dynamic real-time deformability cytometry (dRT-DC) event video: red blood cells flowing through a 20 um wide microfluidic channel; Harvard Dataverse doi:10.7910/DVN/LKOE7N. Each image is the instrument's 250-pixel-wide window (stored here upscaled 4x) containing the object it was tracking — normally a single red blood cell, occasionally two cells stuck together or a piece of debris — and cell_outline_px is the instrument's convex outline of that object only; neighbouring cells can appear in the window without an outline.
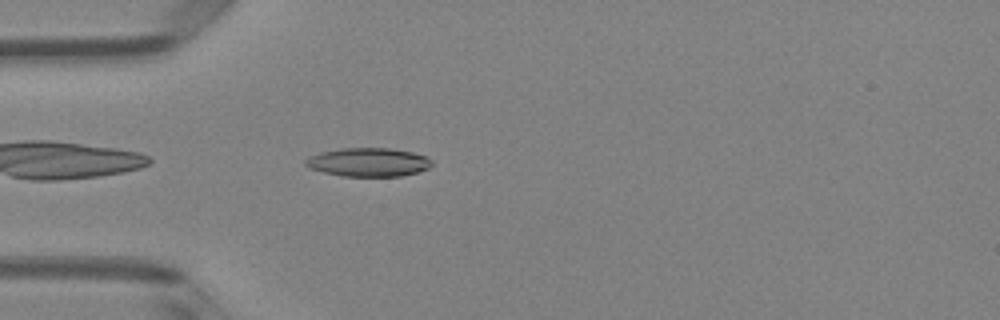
{"species": "Egyptian fruit bat (a non-hibernating species)", "species_latin": "Rousettus aegyptiacus", "temperature_condition": "room temperature", "stored_images_in_passage": 38, "camera_frame_rate_fps": 3000, "um_per_image_px": 0.085, "animal": {"sex": "female"}, "frame": {"image": 1, "passage_image": 2, "time_ms": 0.333, "image_size_px": [1000, 320], "cell_outline_px": [[432, 164], [428, 168], [416, 172], [400, 176], [344, 176], [324, 172], [308, 168], [304, 164], [304, 160], [308, 156], [320, 152], [340, 148], [388, 148], [412, 152], [428, 156], [432, 160]], "centroid_in_image_um": [31.28, 13.78], "position_along_channel_um": 53.7, "area_um2": 21.15}}
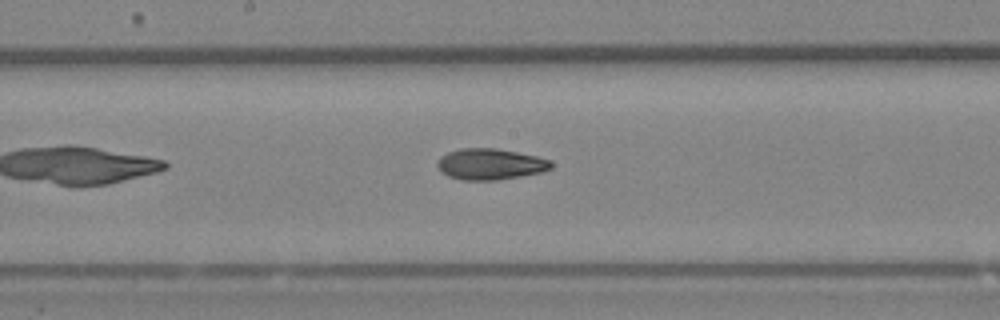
{"frame": {"image": 2, "passage_image": 14, "time_ms": 4.333, "image_size_px": [1000, 320], "cell_outline_px": [[552, 168], [544, 172], [496, 180], [460, 180], [448, 176], [440, 172], [436, 164], [440, 156], [448, 152], [460, 148], [496, 148], [536, 156], [552, 160]], "centroid_in_image_um": [41.66, 13.95], "position_along_channel_um": 206.5, "area_um2": 20.81}}
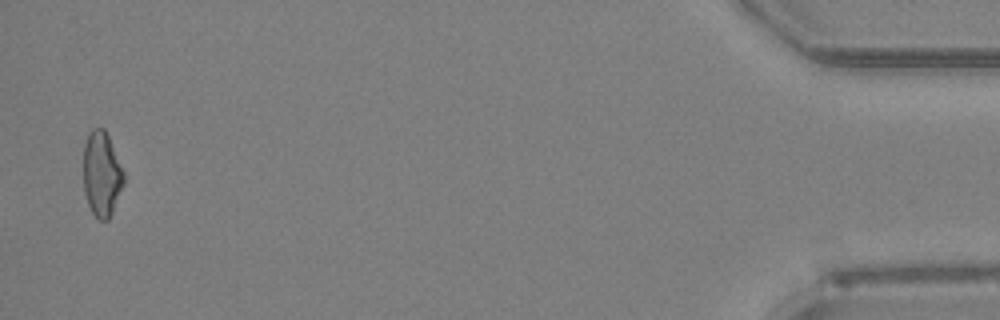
{"frame": {"image": 3, "passage_image": 37, "time_ms": 12.0, "image_size_px": [1000, 320], "cell_outline_px": [[124, 184], [112, 212], [108, 220], [100, 220], [92, 212], [88, 204], [84, 192], [84, 144], [88, 132], [92, 128], [104, 128], [108, 136], [124, 172]], "centroid_in_image_um": [8.64, 14.78], "position_along_channel_um": 426.6, "area_um2": 19.88}, "authors_computed_cell_mechanics": {"area_um2": 20.1144, "velocity_mm_per_s": 4.0202, "shape_relaxation_time_tau1_ms": 5.6519, "shape_relaxation_time_tau2_ms": 2.7742, "deformation_change_tau1": 0.1782, "deformation_change_tau2": 0.0945}}